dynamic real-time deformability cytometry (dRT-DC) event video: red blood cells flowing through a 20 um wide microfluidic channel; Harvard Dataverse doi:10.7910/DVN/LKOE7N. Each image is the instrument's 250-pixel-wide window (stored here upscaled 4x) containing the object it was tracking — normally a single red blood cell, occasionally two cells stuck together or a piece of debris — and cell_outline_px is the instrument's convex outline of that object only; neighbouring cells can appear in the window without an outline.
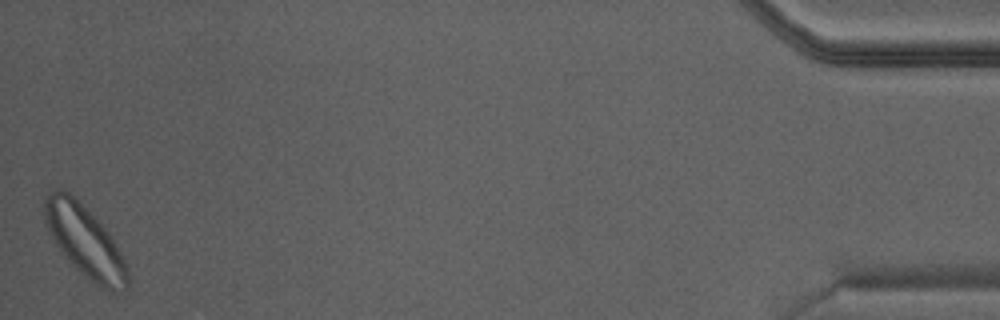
{"species": "Egyptian fruit bat (a non-hibernating species)", "species_latin": "Rousettus aegyptiacus", "temperature_condition": "warm", "stored_images_in_passage": 22, "camera_frame_rate_fps": 3000, "um_per_image_px": 0.085, "animal": {"sex": "male"}, "frame": {"image": 1, "passage_image": 22, "time_ms": 7.0, "image_size_px": [1000, 320], "cell_outline_px": [[128, 288], [112, 292], [96, 284], [76, 268], [60, 248], [48, 228], [44, 220], [40, 204], [56, 188], [64, 188], [108, 232], [120, 252], [128, 268]], "centroid_in_image_um": [7.2, 20.49], "position_along_channel_um": 428.0, "area_um2": 33.47}}